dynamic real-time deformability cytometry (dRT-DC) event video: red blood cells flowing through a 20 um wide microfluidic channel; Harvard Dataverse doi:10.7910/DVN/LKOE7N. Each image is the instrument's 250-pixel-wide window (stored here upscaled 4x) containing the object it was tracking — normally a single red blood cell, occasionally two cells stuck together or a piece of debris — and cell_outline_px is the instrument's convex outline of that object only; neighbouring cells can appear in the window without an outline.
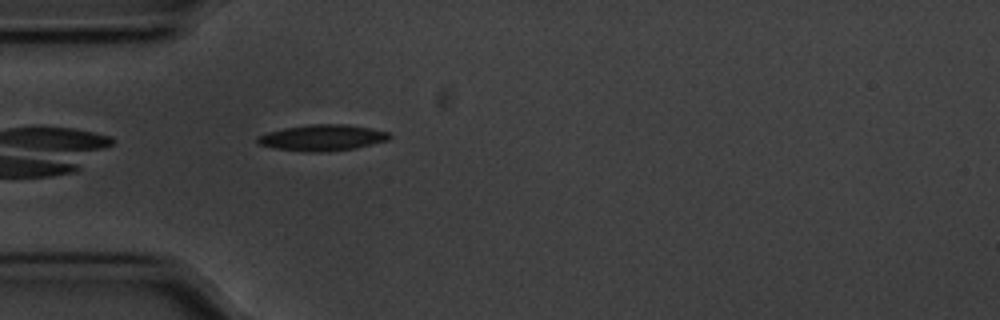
{"species": "common noctule bat (a hibernating species)", "species_latin": "Nyctalus noctula", "temperature_condition": "cold", "stored_images_in_passage": 33, "camera_frame_rate_fps": 3000, "um_per_image_px": 0.085, "animal": {"sex": "male", "body_mass_g": 20.1, "forearm_length_mm": 53.5}, "frame": {"image": 1, "passage_image": 1, "time_ms": 0.0, "image_size_px": [1000, 320], "cell_outline_px": [[392, 136], [388, 140], [356, 148], [328, 152], [304, 152], [272, 148], [260, 144], [256, 140], [256, 136], [268, 132], [284, 128], [308, 124], [348, 124], [388, 132]], "centroid_in_image_um": [27.37, 11.71], "position_along_channel_um": 57.6, "area_um2": 20.23}}
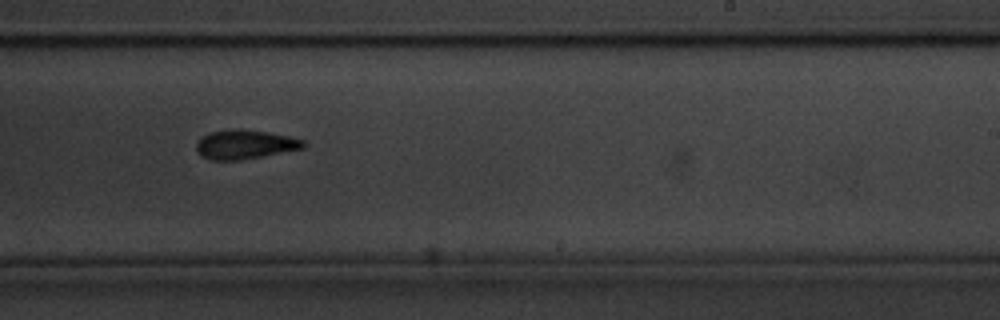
{"frame": {"image": 2, "passage_image": 19, "time_ms": 6.0, "image_size_px": [1000, 320], "cell_outline_px": [[308, 144], [304, 148], [240, 160], [208, 160], [200, 156], [196, 152], [196, 144], [208, 132], [236, 128], [240, 128], [268, 132], [288, 136], [304, 140]], "centroid_in_image_um": [20.8, 12.27], "position_along_channel_um": 268.2, "area_um2": 18.32}, "authors_computed_cell_mechanics": {"area_um2": 18.6116, "velocity_mm_per_s": 3.5569, "shape_relaxation_time_tau1_ms": 2.4738, "shape_relaxation_time_tau2_ms": null, "deformation_change_tau1": 0.1147, "deformation_change_tau2": null}}